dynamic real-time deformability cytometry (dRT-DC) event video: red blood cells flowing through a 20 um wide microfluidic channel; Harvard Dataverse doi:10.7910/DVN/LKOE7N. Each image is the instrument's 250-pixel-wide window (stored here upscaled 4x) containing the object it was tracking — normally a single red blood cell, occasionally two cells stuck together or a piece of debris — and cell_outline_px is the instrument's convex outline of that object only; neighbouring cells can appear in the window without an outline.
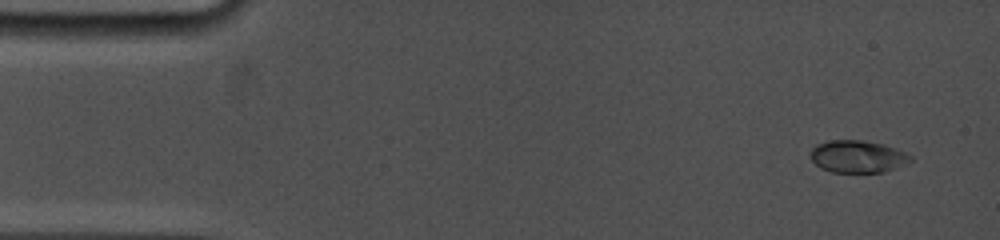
{"species": "common noctule bat (a hibernating species)", "species_latin": "Nyctalus noctula", "temperature_condition": "cold", "stored_images_in_passage": 35, "camera_frame_rate_fps": 5000, "um_per_image_px": 0.085, "animal": {"sex": "female", "body_mass_g": 19.0, "forearm_length_mm": 53.3}, "frame": {"image": 1, "passage_image": 1, "time_ms": 0.0, "image_size_px": [1000, 240], "cell_outline_px": [[912, 160], [884, 172], [832, 172], [820, 168], [812, 160], [812, 148], [816, 144], [828, 140], [860, 140], [884, 144], [904, 152], [912, 156]], "centroid_in_image_um": [72.87, 13.3], "position_along_channel_um": 12.1, "area_um2": 18.61}}
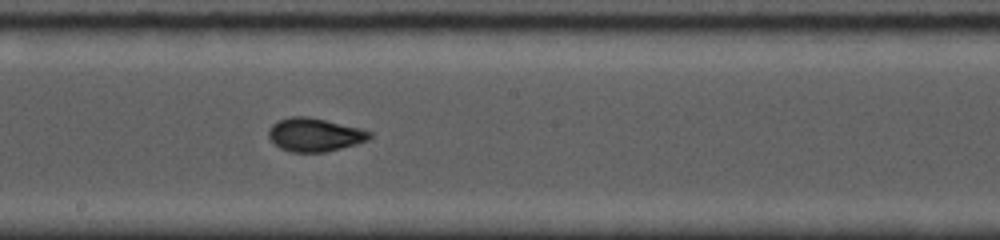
{"frame": {"image": 2, "passage_image": 19, "time_ms": 8.4, "image_size_px": [1000, 240], "cell_outline_px": [[372, 136], [368, 140], [356, 144], [324, 152], [288, 152], [280, 148], [268, 136], [268, 128], [272, 124], [280, 120], [292, 116], [308, 116], [360, 128], [372, 132]], "centroid_in_image_um": [26.74, 11.45], "position_along_channel_um": 221.5, "area_um2": 19.59}}
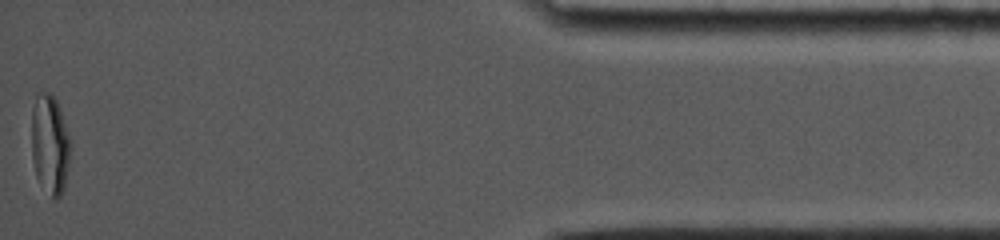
{"frame": {"image": 3, "passage_image": 35, "time_ms": 15.6, "image_size_px": [1000, 240], "cell_outline_px": [[72, 144], [68, 168], [64, 188], [60, 196], [56, 200], [52, 200], [36, 176], [32, 160], [32, 108], [36, 92], [48, 92], [56, 100]], "centroid_in_image_um": [4.24, 12.29], "position_along_channel_um": 431.0, "area_um2": 22.77}, "authors_computed_cell_mechanics": {"area_um2": 19.5942, "velocity_mm_per_s": 3.7785, "shape_relaxation_time_tau1_ms": 6.7958, "shape_relaxation_time_tau2_ms": null, "deformation_change_tau1": 0.2093, "deformation_change_tau2": null}}